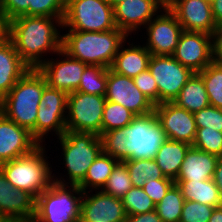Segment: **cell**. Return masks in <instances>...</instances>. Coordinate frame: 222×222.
Returning <instances> with one entry per match:
<instances>
[{
	"label": "cell",
	"mask_w": 222,
	"mask_h": 222,
	"mask_svg": "<svg viewBox=\"0 0 222 222\" xmlns=\"http://www.w3.org/2000/svg\"><path fill=\"white\" fill-rule=\"evenodd\" d=\"M62 27L59 18L19 16L10 20L9 39L21 59L37 69L48 55L54 56L61 50Z\"/></svg>",
	"instance_id": "obj_1"
},
{
	"label": "cell",
	"mask_w": 222,
	"mask_h": 222,
	"mask_svg": "<svg viewBox=\"0 0 222 222\" xmlns=\"http://www.w3.org/2000/svg\"><path fill=\"white\" fill-rule=\"evenodd\" d=\"M127 39L128 36L118 28L105 32L64 31L61 50L87 65L110 68Z\"/></svg>",
	"instance_id": "obj_2"
},
{
	"label": "cell",
	"mask_w": 222,
	"mask_h": 222,
	"mask_svg": "<svg viewBox=\"0 0 222 222\" xmlns=\"http://www.w3.org/2000/svg\"><path fill=\"white\" fill-rule=\"evenodd\" d=\"M46 85L39 70L30 68L0 100V112L27 129L35 140L37 111Z\"/></svg>",
	"instance_id": "obj_3"
},
{
	"label": "cell",
	"mask_w": 222,
	"mask_h": 222,
	"mask_svg": "<svg viewBox=\"0 0 222 222\" xmlns=\"http://www.w3.org/2000/svg\"><path fill=\"white\" fill-rule=\"evenodd\" d=\"M61 150L66 175L53 173L54 182L60 184L78 185L86 176L88 168L92 162L103 151L101 137L94 133L65 131L62 136L57 138ZM56 173L59 175H56ZM66 176V177H65ZM65 178V179H64Z\"/></svg>",
	"instance_id": "obj_4"
},
{
	"label": "cell",
	"mask_w": 222,
	"mask_h": 222,
	"mask_svg": "<svg viewBox=\"0 0 222 222\" xmlns=\"http://www.w3.org/2000/svg\"><path fill=\"white\" fill-rule=\"evenodd\" d=\"M45 147L39 145L27 155L0 164V170L14 188L27 191L35 198L54 182L53 163L49 162Z\"/></svg>",
	"instance_id": "obj_5"
},
{
	"label": "cell",
	"mask_w": 222,
	"mask_h": 222,
	"mask_svg": "<svg viewBox=\"0 0 222 222\" xmlns=\"http://www.w3.org/2000/svg\"><path fill=\"white\" fill-rule=\"evenodd\" d=\"M83 190L53 182L36 198L33 222H79Z\"/></svg>",
	"instance_id": "obj_6"
},
{
	"label": "cell",
	"mask_w": 222,
	"mask_h": 222,
	"mask_svg": "<svg viewBox=\"0 0 222 222\" xmlns=\"http://www.w3.org/2000/svg\"><path fill=\"white\" fill-rule=\"evenodd\" d=\"M62 24V31L105 32L117 28L114 8L107 0H66Z\"/></svg>",
	"instance_id": "obj_7"
},
{
	"label": "cell",
	"mask_w": 222,
	"mask_h": 222,
	"mask_svg": "<svg viewBox=\"0 0 222 222\" xmlns=\"http://www.w3.org/2000/svg\"><path fill=\"white\" fill-rule=\"evenodd\" d=\"M128 137L127 160L154 159L161 145L167 140L156 113L137 115L122 128Z\"/></svg>",
	"instance_id": "obj_8"
},
{
	"label": "cell",
	"mask_w": 222,
	"mask_h": 222,
	"mask_svg": "<svg viewBox=\"0 0 222 222\" xmlns=\"http://www.w3.org/2000/svg\"><path fill=\"white\" fill-rule=\"evenodd\" d=\"M105 96L71 92L67 96L66 130L102 135Z\"/></svg>",
	"instance_id": "obj_9"
},
{
	"label": "cell",
	"mask_w": 222,
	"mask_h": 222,
	"mask_svg": "<svg viewBox=\"0 0 222 222\" xmlns=\"http://www.w3.org/2000/svg\"><path fill=\"white\" fill-rule=\"evenodd\" d=\"M67 96L62 90L45 86L36 119V141L40 145L43 142L47 145L46 139L52 136L59 138L66 131Z\"/></svg>",
	"instance_id": "obj_10"
},
{
	"label": "cell",
	"mask_w": 222,
	"mask_h": 222,
	"mask_svg": "<svg viewBox=\"0 0 222 222\" xmlns=\"http://www.w3.org/2000/svg\"><path fill=\"white\" fill-rule=\"evenodd\" d=\"M144 29L146 30L143 34L145 39L141 34H138L140 38L137 36V39L140 40L151 55L172 56L180 35L183 32V28L175 14L167 6L163 7V9L148 22Z\"/></svg>",
	"instance_id": "obj_11"
},
{
	"label": "cell",
	"mask_w": 222,
	"mask_h": 222,
	"mask_svg": "<svg viewBox=\"0 0 222 222\" xmlns=\"http://www.w3.org/2000/svg\"><path fill=\"white\" fill-rule=\"evenodd\" d=\"M148 69L154 77L159 93V104L173 102L194 72L173 56L151 55Z\"/></svg>",
	"instance_id": "obj_12"
},
{
	"label": "cell",
	"mask_w": 222,
	"mask_h": 222,
	"mask_svg": "<svg viewBox=\"0 0 222 222\" xmlns=\"http://www.w3.org/2000/svg\"><path fill=\"white\" fill-rule=\"evenodd\" d=\"M57 56V57H56ZM87 64L68 56L60 50L37 69L44 76L48 86L62 90L67 94L75 92Z\"/></svg>",
	"instance_id": "obj_13"
},
{
	"label": "cell",
	"mask_w": 222,
	"mask_h": 222,
	"mask_svg": "<svg viewBox=\"0 0 222 222\" xmlns=\"http://www.w3.org/2000/svg\"><path fill=\"white\" fill-rule=\"evenodd\" d=\"M172 56L194 73L202 71L214 61L213 35L183 31Z\"/></svg>",
	"instance_id": "obj_14"
},
{
	"label": "cell",
	"mask_w": 222,
	"mask_h": 222,
	"mask_svg": "<svg viewBox=\"0 0 222 222\" xmlns=\"http://www.w3.org/2000/svg\"><path fill=\"white\" fill-rule=\"evenodd\" d=\"M163 7L159 0H125L114 7L116 27L128 37L137 36Z\"/></svg>",
	"instance_id": "obj_15"
},
{
	"label": "cell",
	"mask_w": 222,
	"mask_h": 222,
	"mask_svg": "<svg viewBox=\"0 0 222 222\" xmlns=\"http://www.w3.org/2000/svg\"><path fill=\"white\" fill-rule=\"evenodd\" d=\"M106 100L121 104L137 115L151 113L155 105L145 96L134 83L133 78L107 71Z\"/></svg>",
	"instance_id": "obj_16"
},
{
	"label": "cell",
	"mask_w": 222,
	"mask_h": 222,
	"mask_svg": "<svg viewBox=\"0 0 222 222\" xmlns=\"http://www.w3.org/2000/svg\"><path fill=\"white\" fill-rule=\"evenodd\" d=\"M36 198L14 188L0 170V222H33Z\"/></svg>",
	"instance_id": "obj_17"
},
{
	"label": "cell",
	"mask_w": 222,
	"mask_h": 222,
	"mask_svg": "<svg viewBox=\"0 0 222 222\" xmlns=\"http://www.w3.org/2000/svg\"><path fill=\"white\" fill-rule=\"evenodd\" d=\"M126 219L121 199L102 190L83 192L79 222H125Z\"/></svg>",
	"instance_id": "obj_18"
},
{
	"label": "cell",
	"mask_w": 222,
	"mask_h": 222,
	"mask_svg": "<svg viewBox=\"0 0 222 222\" xmlns=\"http://www.w3.org/2000/svg\"><path fill=\"white\" fill-rule=\"evenodd\" d=\"M167 7L175 14L183 31L214 35L219 27L212 14V6L204 0H172Z\"/></svg>",
	"instance_id": "obj_19"
},
{
	"label": "cell",
	"mask_w": 222,
	"mask_h": 222,
	"mask_svg": "<svg viewBox=\"0 0 222 222\" xmlns=\"http://www.w3.org/2000/svg\"><path fill=\"white\" fill-rule=\"evenodd\" d=\"M154 112L167 139L185 142L192 146L197 131L193 113L173 102L155 105Z\"/></svg>",
	"instance_id": "obj_20"
},
{
	"label": "cell",
	"mask_w": 222,
	"mask_h": 222,
	"mask_svg": "<svg viewBox=\"0 0 222 222\" xmlns=\"http://www.w3.org/2000/svg\"><path fill=\"white\" fill-rule=\"evenodd\" d=\"M39 145L27 129L0 112V164L27 155Z\"/></svg>",
	"instance_id": "obj_21"
},
{
	"label": "cell",
	"mask_w": 222,
	"mask_h": 222,
	"mask_svg": "<svg viewBox=\"0 0 222 222\" xmlns=\"http://www.w3.org/2000/svg\"><path fill=\"white\" fill-rule=\"evenodd\" d=\"M135 40V37L134 40L133 37H129L128 40L120 46L110 67L112 71L129 78H134L142 71L148 69L151 53L142 43H139V41L136 42Z\"/></svg>",
	"instance_id": "obj_22"
},
{
	"label": "cell",
	"mask_w": 222,
	"mask_h": 222,
	"mask_svg": "<svg viewBox=\"0 0 222 222\" xmlns=\"http://www.w3.org/2000/svg\"><path fill=\"white\" fill-rule=\"evenodd\" d=\"M218 156L191 146L175 181H205L213 179Z\"/></svg>",
	"instance_id": "obj_23"
},
{
	"label": "cell",
	"mask_w": 222,
	"mask_h": 222,
	"mask_svg": "<svg viewBox=\"0 0 222 222\" xmlns=\"http://www.w3.org/2000/svg\"><path fill=\"white\" fill-rule=\"evenodd\" d=\"M29 69L10 39L0 45V100Z\"/></svg>",
	"instance_id": "obj_24"
},
{
	"label": "cell",
	"mask_w": 222,
	"mask_h": 222,
	"mask_svg": "<svg viewBox=\"0 0 222 222\" xmlns=\"http://www.w3.org/2000/svg\"><path fill=\"white\" fill-rule=\"evenodd\" d=\"M191 145L167 139L157 151L154 158L165 177L176 180L185 159V155Z\"/></svg>",
	"instance_id": "obj_25"
},
{
	"label": "cell",
	"mask_w": 222,
	"mask_h": 222,
	"mask_svg": "<svg viewBox=\"0 0 222 222\" xmlns=\"http://www.w3.org/2000/svg\"><path fill=\"white\" fill-rule=\"evenodd\" d=\"M177 106L191 113L200 111L210 105L205 83L198 73H194L173 100Z\"/></svg>",
	"instance_id": "obj_26"
},
{
	"label": "cell",
	"mask_w": 222,
	"mask_h": 222,
	"mask_svg": "<svg viewBox=\"0 0 222 222\" xmlns=\"http://www.w3.org/2000/svg\"><path fill=\"white\" fill-rule=\"evenodd\" d=\"M187 201L207 204L212 207L222 206V196L213 179L205 181H175Z\"/></svg>",
	"instance_id": "obj_27"
},
{
	"label": "cell",
	"mask_w": 222,
	"mask_h": 222,
	"mask_svg": "<svg viewBox=\"0 0 222 222\" xmlns=\"http://www.w3.org/2000/svg\"><path fill=\"white\" fill-rule=\"evenodd\" d=\"M118 162L117 159L102 151L88 168L85 178L78 184L79 188L83 192L102 190Z\"/></svg>",
	"instance_id": "obj_28"
},
{
	"label": "cell",
	"mask_w": 222,
	"mask_h": 222,
	"mask_svg": "<svg viewBox=\"0 0 222 222\" xmlns=\"http://www.w3.org/2000/svg\"><path fill=\"white\" fill-rule=\"evenodd\" d=\"M134 187L142 188L148 179H170L165 177L154 159L124 160Z\"/></svg>",
	"instance_id": "obj_29"
},
{
	"label": "cell",
	"mask_w": 222,
	"mask_h": 222,
	"mask_svg": "<svg viewBox=\"0 0 222 222\" xmlns=\"http://www.w3.org/2000/svg\"><path fill=\"white\" fill-rule=\"evenodd\" d=\"M184 202L181 189L174 183L163 199L155 205V211L163 222H180Z\"/></svg>",
	"instance_id": "obj_30"
},
{
	"label": "cell",
	"mask_w": 222,
	"mask_h": 222,
	"mask_svg": "<svg viewBox=\"0 0 222 222\" xmlns=\"http://www.w3.org/2000/svg\"><path fill=\"white\" fill-rule=\"evenodd\" d=\"M108 68L98 65H87L81 76L79 87L76 91L105 96Z\"/></svg>",
	"instance_id": "obj_31"
},
{
	"label": "cell",
	"mask_w": 222,
	"mask_h": 222,
	"mask_svg": "<svg viewBox=\"0 0 222 222\" xmlns=\"http://www.w3.org/2000/svg\"><path fill=\"white\" fill-rule=\"evenodd\" d=\"M135 116L121 104L106 100L102 117V134L128 126Z\"/></svg>",
	"instance_id": "obj_32"
},
{
	"label": "cell",
	"mask_w": 222,
	"mask_h": 222,
	"mask_svg": "<svg viewBox=\"0 0 222 222\" xmlns=\"http://www.w3.org/2000/svg\"><path fill=\"white\" fill-rule=\"evenodd\" d=\"M198 74L205 83L210 105L222 109V66L213 61Z\"/></svg>",
	"instance_id": "obj_33"
},
{
	"label": "cell",
	"mask_w": 222,
	"mask_h": 222,
	"mask_svg": "<svg viewBox=\"0 0 222 222\" xmlns=\"http://www.w3.org/2000/svg\"><path fill=\"white\" fill-rule=\"evenodd\" d=\"M133 187L128 168L124 162L119 161L112 170L102 191L121 199Z\"/></svg>",
	"instance_id": "obj_34"
},
{
	"label": "cell",
	"mask_w": 222,
	"mask_h": 222,
	"mask_svg": "<svg viewBox=\"0 0 222 222\" xmlns=\"http://www.w3.org/2000/svg\"><path fill=\"white\" fill-rule=\"evenodd\" d=\"M100 137L104 153L121 162L127 160L128 137L123 129L107 131Z\"/></svg>",
	"instance_id": "obj_35"
},
{
	"label": "cell",
	"mask_w": 222,
	"mask_h": 222,
	"mask_svg": "<svg viewBox=\"0 0 222 222\" xmlns=\"http://www.w3.org/2000/svg\"><path fill=\"white\" fill-rule=\"evenodd\" d=\"M122 204L128 215L143 214L155 210V203L143 188L132 187L122 198Z\"/></svg>",
	"instance_id": "obj_36"
},
{
	"label": "cell",
	"mask_w": 222,
	"mask_h": 222,
	"mask_svg": "<svg viewBox=\"0 0 222 222\" xmlns=\"http://www.w3.org/2000/svg\"><path fill=\"white\" fill-rule=\"evenodd\" d=\"M192 146L207 153L222 156V132L215 129L197 128Z\"/></svg>",
	"instance_id": "obj_37"
},
{
	"label": "cell",
	"mask_w": 222,
	"mask_h": 222,
	"mask_svg": "<svg viewBox=\"0 0 222 222\" xmlns=\"http://www.w3.org/2000/svg\"><path fill=\"white\" fill-rule=\"evenodd\" d=\"M29 16L59 18L65 15L66 0H29Z\"/></svg>",
	"instance_id": "obj_38"
},
{
	"label": "cell",
	"mask_w": 222,
	"mask_h": 222,
	"mask_svg": "<svg viewBox=\"0 0 222 222\" xmlns=\"http://www.w3.org/2000/svg\"><path fill=\"white\" fill-rule=\"evenodd\" d=\"M215 207L185 200L180 222H209Z\"/></svg>",
	"instance_id": "obj_39"
},
{
	"label": "cell",
	"mask_w": 222,
	"mask_h": 222,
	"mask_svg": "<svg viewBox=\"0 0 222 222\" xmlns=\"http://www.w3.org/2000/svg\"><path fill=\"white\" fill-rule=\"evenodd\" d=\"M193 115L197 128L207 127L222 132V109L209 105Z\"/></svg>",
	"instance_id": "obj_40"
},
{
	"label": "cell",
	"mask_w": 222,
	"mask_h": 222,
	"mask_svg": "<svg viewBox=\"0 0 222 222\" xmlns=\"http://www.w3.org/2000/svg\"><path fill=\"white\" fill-rule=\"evenodd\" d=\"M135 86L154 104H159L157 83L149 69L142 71L133 78Z\"/></svg>",
	"instance_id": "obj_41"
},
{
	"label": "cell",
	"mask_w": 222,
	"mask_h": 222,
	"mask_svg": "<svg viewBox=\"0 0 222 222\" xmlns=\"http://www.w3.org/2000/svg\"><path fill=\"white\" fill-rule=\"evenodd\" d=\"M175 183L172 179H157L152 180L151 178L148 179L144 185L143 190L147 195L152 199L155 203H159L163 197L168 192L169 188Z\"/></svg>",
	"instance_id": "obj_42"
},
{
	"label": "cell",
	"mask_w": 222,
	"mask_h": 222,
	"mask_svg": "<svg viewBox=\"0 0 222 222\" xmlns=\"http://www.w3.org/2000/svg\"><path fill=\"white\" fill-rule=\"evenodd\" d=\"M29 3V0H0V11L9 20L29 16Z\"/></svg>",
	"instance_id": "obj_43"
},
{
	"label": "cell",
	"mask_w": 222,
	"mask_h": 222,
	"mask_svg": "<svg viewBox=\"0 0 222 222\" xmlns=\"http://www.w3.org/2000/svg\"><path fill=\"white\" fill-rule=\"evenodd\" d=\"M125 222H163L155 210L136 215H128Z\"/></svg>",
	"instance_id": "obj_44"
},
{
	"label": "cell",
	"mask_w": 222,
	"mask_h": 222,
	"mask_svg": "<svg viewBox=\"0 0 222 222\" xmlns=\"http://www.w3.org/2000/svg\"><path fill=\"white\" fill-rule=\"evenodd\" d=\"M214 62L222 66V27L213 35Z\"/></svg>",
	"instance_id": "obj_45"
},
{
	"label": "cell",
	"mask_w": 222,
	"mask_h": 222,
	"mask_svg": "<svg viewBox=\"0 0 222 222\" xmlns=\"http://www.w3.org/2000/svg\"><path fill=\"white\" fill-rule=\"evenodd\" d=\"M10 20L0 11V45L9 40Z\"/></svg>",
	"instance_id": "obj_46"
},
{
	"label": "cell",
	"mask_w": 222,
	"mask_h": 222,
	"mask_svg": "<svg viewBox=\"0 0 222 222\" xmlns=\"http://www.w3.org/2000/svg\"><path fill=\"white\" fill-rule=\"evenodd\" d=\"M211 6L215 23L220 28L222 27V0H213Z\"/></svg>",
	"instance_id": "obj_47"
},
{
	"label": "cell",
	"mask_w": 222,
	"mask_h": 222,
	"mask_svg": "<svg viewBox=\"0 0 222 222\" xmlns=\"http://www.w3.org/2000/svg\"><path fill=\"white\" fill-rule=\"evenodd\" d=\"M213 180L222 196V156L218 158Z\"/></svg>",
	"instance_id": "obj_48"
},
{
	"label": "cell",
	"mask_w": 222,
	"mask_h": 222,
	"mask_svg": "<svg viewBox=\"0 0 222 222\" xmlns=\"http://www.w3.org/2000/svg\"><path fill=\"white\" fill-rule=\"evenodd\" d=\"M209 222H222V206L214 208Z\"/></svg>",
	"instance_id": "obj_49"
},
{
	"label": "cell",
	"mask_w": 222,
	"mask_h": 222,
	"mask_svg": "<svg viewBox=\"0 0 222 222\" xmlns=\"http://www.w3.org/2000/svg\"><path fill=\"white\" fill-rule=\"evenodd\" d=\"M109 4L114 8L117 4L125 1V0H107Z\"/></svg>",
	"instance_id": "obj_50"
},
{
	"label": "cell",
	"mask_w": 222,
	"mask_h": 222,
	"mask_svg": "<svg viewBox=\"0 0 222 222\" xmlns=\"http://www.w3.org/2000/svg\"><path fill=\"white\" fill-rule=\"evenodd\" d=\"M162 2L165 6H167L172 0H159Z\"/></svg>",
	"instance_id": "obj_51"
},
{
	"label": "cell",
	"mask_w": 222,
	"mask_h": 222,
	"mask_svg": "<svg viewBox=\"0 0 222 222\" xmlns=\"http://www.w3.org/2000/svg\"><path fill=\"white\" fill-rule=\"evenodd\" d=\"M206 2H209L210 4L213 2V0H204Z\"/></svg>",
	"instance_id": "obj_52"
}]
</instances>
